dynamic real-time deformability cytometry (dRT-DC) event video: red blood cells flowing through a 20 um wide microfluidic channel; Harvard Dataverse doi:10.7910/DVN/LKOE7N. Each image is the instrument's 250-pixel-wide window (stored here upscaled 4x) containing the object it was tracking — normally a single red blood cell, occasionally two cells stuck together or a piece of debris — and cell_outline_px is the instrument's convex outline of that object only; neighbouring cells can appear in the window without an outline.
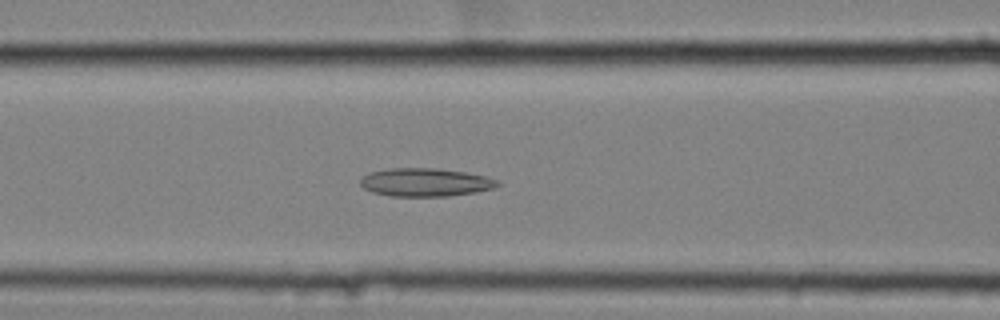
{"species": "common noctule bat (a hibernating species)", "species_latin": "Nyctalus noctula", "temperature_condition": "cold", "stored_images_in_passage": 41, "camera_frame_rate_fps": 3000, "um_per_image_px": 0.085, "animal": {"sex": "female", "body_mass_g": 25.1}, "frame": {"image": 1, "passage_image": 8, "time_ms": 2.333, "image_size_px": [1000, 320], "cell_outline_px": [[500, 184], [496, 188], [476, 192], [448, 196], [392, 196], [372, 192], [364, 188], [360, 184], [360, 180], [364, 176], [372, 172], [392, 168], [436, 168], [464, 172], [484, 176], [500, 180]], "centroid_in_image_um": [36.2, 15.5], "position_along_channel_um": 130.4, "area_um2": 22.48}}
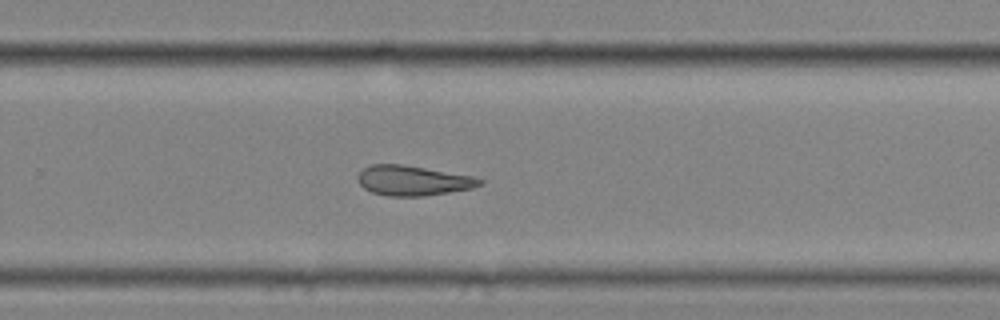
{"frame": {"image": 2, "passage_image": 22, "time_ms": 7.0, "image_size_px": [1000, 320], "cell_outline_px": [[484, 184], [472, 188], [424, 196], [388, 196], [372, 192], [364, 188], [356, 180], [356, 176], [364, 168], [372, 164], [400, 164], [472, 176], [484, 180]], "centroid_in_image_um": [35.08, 15.35], "position_along_channel_um": 294.7, "area_um2": 21.15}}
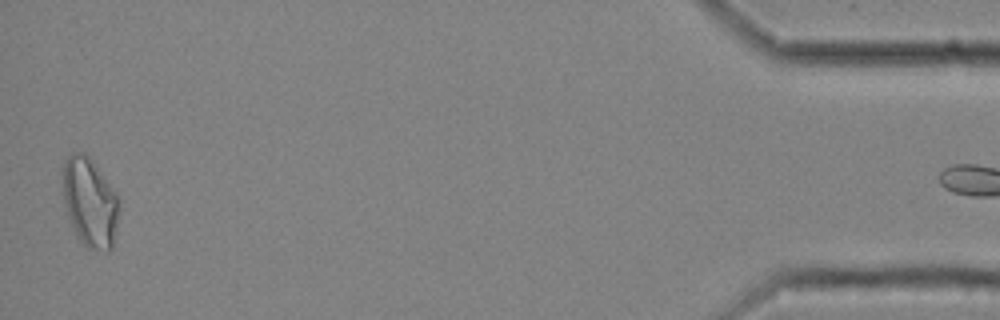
{"frame": {"image": 3, "passage_image": 40, "time_ms": 13.0, "image_size_px": [1000, 320], "cell_outline_px": [[120, 208], [112, 248], [108, 252], [88, 248], [76, 236], [68, 216], [64, 200], [64, 160], [72, 152], [84, 152], [88, 156], [120, 196]], "centroid_in_image_um": [7.68, 17.21], "position_along_channel_um": 427.5, "area_um2": 29.25}}